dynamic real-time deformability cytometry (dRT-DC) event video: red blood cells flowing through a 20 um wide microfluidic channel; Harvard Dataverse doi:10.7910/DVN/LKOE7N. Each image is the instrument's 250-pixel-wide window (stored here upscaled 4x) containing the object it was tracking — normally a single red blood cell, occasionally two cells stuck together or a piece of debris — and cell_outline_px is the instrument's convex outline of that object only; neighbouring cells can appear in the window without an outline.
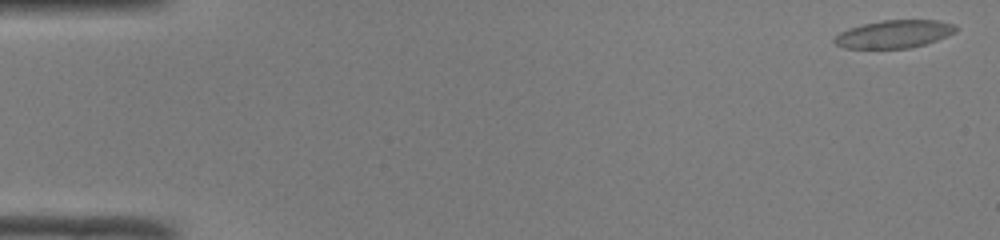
{"species": "common noctule bat (a hibernating species)", "species_latin": "Nyctalus noctula", "temperature_condition": "room temperature", "stored_images_in_passage": 52, "camera_frame_rate_fps": 3000, "um_per_image_px": 0.085, "animal": {"sex": "male", "body_mass_g": 19.0, "forearm_length_mm": 50.8}, "frame": {"image": 1, "passage_image": 2, "time_ms": 0.333, "image_size_px": [1000, 240], "cell_outline_px": [[960, 28], [956, 32], [948, 36], [924, 44], [908, 48], [844, 48], [836, 44], [832, 40], [840, 32], [848, 28], [880, 20], [936, 20], [956, 24]], "centroid_in_image_um": [76.03, 2.88], "position_along_channel_um": 9.0, "area_um2": 19.77}}
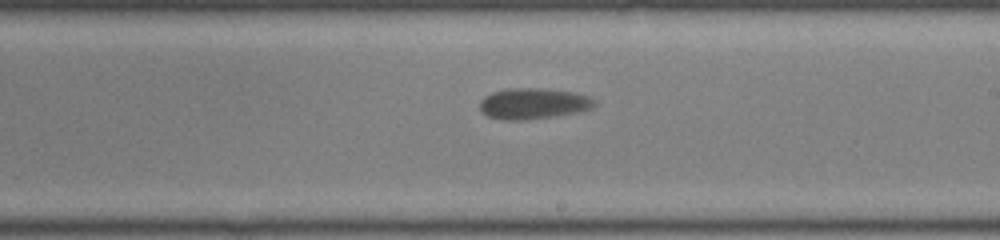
{"frame": {"image": 2, "passage_image": 31, "time_ms": 10.0, "image_size_px": [1000, 240], "cell_outline_px": [[596, 104], [592, 108], [576, 112], [552, 116], [524, 120], [500, 120], [488, 116], [480, 112], [480, 100], [484, 96], [492, 92], [508, 88], [540, 88], [576, 92], [592, 96], [596, 100]], "centroid_in_image_um": [45.33, 8.79], "position_along_channel_um": 243.7, "area_um2": 20.92}}
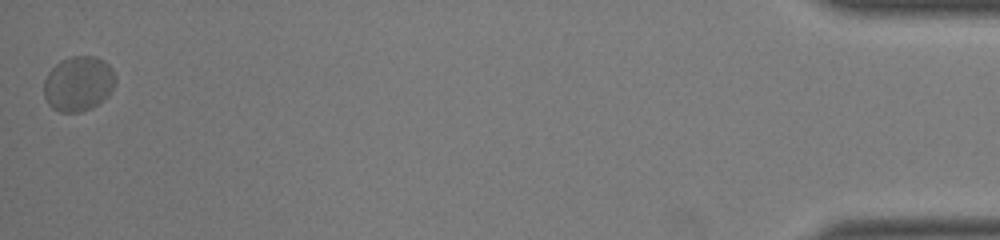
{"frame": {"image": 3, "passage_image": 52, "time_ms": 17.0, "image_size_px": [1000, 240], "cell_outline_px": [[116, 84], [108, 96], [104, 100], [92, 108], [80, 112], [60, 112], [52, 108], [48, 104], [44, 96], [44, 80], [48, 72], [60, 60], [72, 56], [96, 56], [104, 60], [112, 68], [116, 76]], "centroid_in_image_um": [6.68, 7.11], "position_along_channel_um": 428.5, "area_um2": 23.29}}